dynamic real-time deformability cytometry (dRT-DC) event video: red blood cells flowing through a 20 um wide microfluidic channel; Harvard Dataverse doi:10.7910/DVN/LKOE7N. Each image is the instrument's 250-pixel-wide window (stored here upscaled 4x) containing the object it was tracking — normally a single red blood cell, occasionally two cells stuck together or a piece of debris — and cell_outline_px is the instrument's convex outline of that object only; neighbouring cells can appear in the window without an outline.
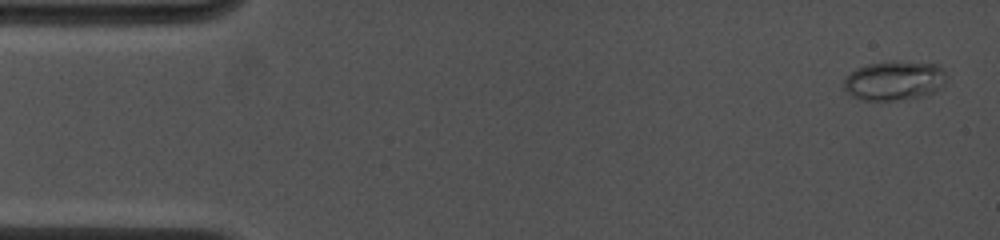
{"species": "common noctule bat (a hibernating species)", "species_latin": "Nyctalus noctula", "temperature_condition": "cold", "stored_images_in_passage": 33, "camera_frame_rate_fps": 4500, "um_per_image_px": 0.085, "animal": {"sex": "female", "body_mass_g": 19.0, "forearm_length_mm": 53.3}, "frame": {"image": 1, "passage_image": 1, "time_ms": 0.0, "image_size_px": [1000, 240], "cell_outline_px": [[944, 84], [936, 92], [924, 96], [896, 100], [864, 100], [852, 96], [844, 88], [844, 76], [856, 68], [868, 64], [892, 60], [900, 60], [940, 64], [944, 68]], "centroid_in_image_um": [76.03, 6.82], "position_along_channel_um": 9.0, "area_um2": 23.99}}
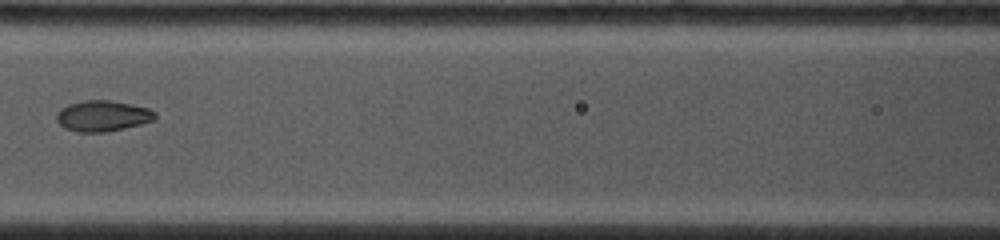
{"frame": {"image": 2, "passage_image": 14, "time_ms": 6.667, "image_size_px": [1000, 240], "cell_outline_px": [[156, 120], [124, 128], [104, 132], [76, 132], [64, 128], [56, 120], [56, 112], [60, 108], [68, 104], [84, 100], [108, 100], [132, 104], [148, 108], [156, 112]], "centroid_in_image_um": [8.71, 9.85], "position_along_channel_um": 157.9, "area_um2": 17.86}}
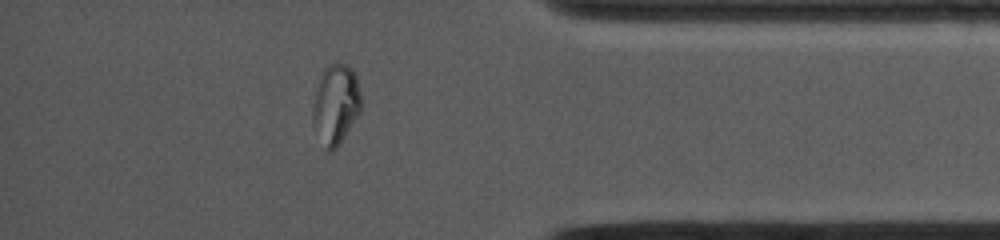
{"frame": {"image": 3, "passage_image": 29, "time_ms": 13.111, "image_size_px": [1000, 240], "cell_outline_px": [[360, 112], [336, 148], [332, 152], [328, 152], [312, 120], [312, 108], [316, 88], [320, 72], [324, 68], [332, 64], [344, 64], [352, 68], [356, 76], [360, 96]], "centroid_in_image_um": [28.52, 8.83], "position_along_channel_um": 406.7, "area_um2": 22.08}}